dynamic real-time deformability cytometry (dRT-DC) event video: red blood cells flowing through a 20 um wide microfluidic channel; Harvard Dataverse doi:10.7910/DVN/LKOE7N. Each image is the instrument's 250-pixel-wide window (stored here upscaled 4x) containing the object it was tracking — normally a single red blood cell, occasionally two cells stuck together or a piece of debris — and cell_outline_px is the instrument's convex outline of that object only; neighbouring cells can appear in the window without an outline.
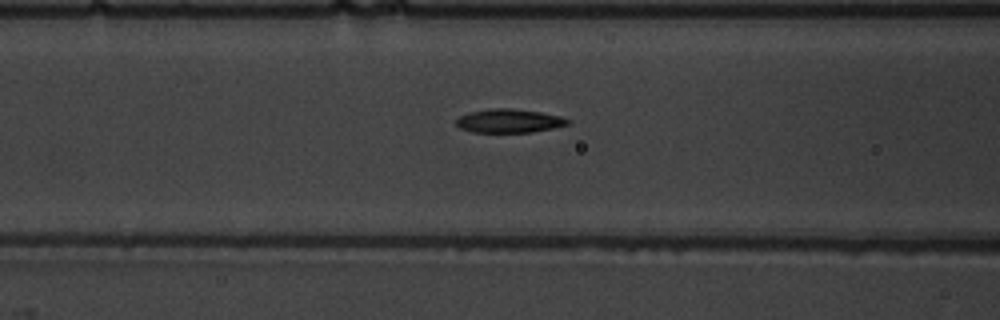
{"species": "common noctule bat (a hibernating species)", "species_latin": "Nyctalus noctula", "temperature_condition": "warm", "stored_images_in_passage": 44, "camera_frame_rate_fps": 3000, "um_per_image_px": 0.085, "animal": {"sex": "male", "body_mass_g": 19.5, "forearm_length_mm": 54.6}, "frame": {"image": 1, "passage_image": 14, "time_ms": 4.333, "image_size_px": [1000, 320], "cell_outline_px": [[572, 120], [568, 124], [552, 128], [532, 132], [472, 132], [460, 128], [456, 124], [456, 120], [460, 116], [472, 112], [488, 108], [512, 108], [540, 112], [560, 116]], "centroid_in_image_um": [43.28, 10.27], "position_along_channel_um": 123.3, "area_um2": 15.32}}
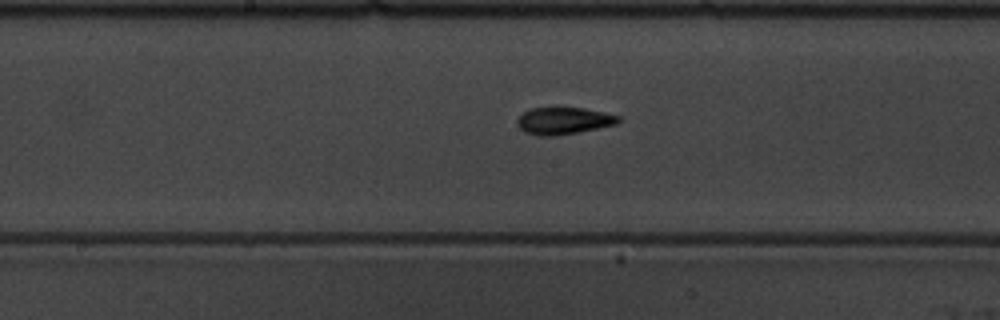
{"frame": {"image": 2, "passage_image": 20, "time_ms": 6.333, "image_size_px": [1000, 320], "cell_outline_px": [[620, 120], [616, 124], [580, 132], [552, 136], [540, 136], [524, 132], [516, 124], [516, 120], [524, 112], [532, 108], [584, 108], [620, 116]], "centroid_in_image_um": [47.89, 10.27], "position_along_channel_um": 200.3, "area_um2": 15.84}}
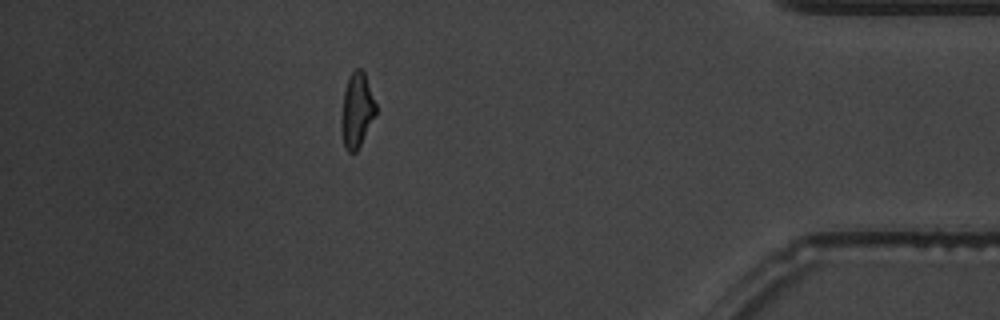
{"frame": {"image": 3, "passage_image": 39, "time_ms": 12.667, "image_size_px": [1000, 320], "cell_outline_px": [[376, 116], [356, 152], [348, 152], [344, 148], [340, 128], [344, 92], [348, 76], [356, 68], [360, 68], [364, 72], [376, 104]], "centroid_in_image_um": [30.32, 9.4], "position_along_channel_um": 404.9, "area_um2": 15.09}}